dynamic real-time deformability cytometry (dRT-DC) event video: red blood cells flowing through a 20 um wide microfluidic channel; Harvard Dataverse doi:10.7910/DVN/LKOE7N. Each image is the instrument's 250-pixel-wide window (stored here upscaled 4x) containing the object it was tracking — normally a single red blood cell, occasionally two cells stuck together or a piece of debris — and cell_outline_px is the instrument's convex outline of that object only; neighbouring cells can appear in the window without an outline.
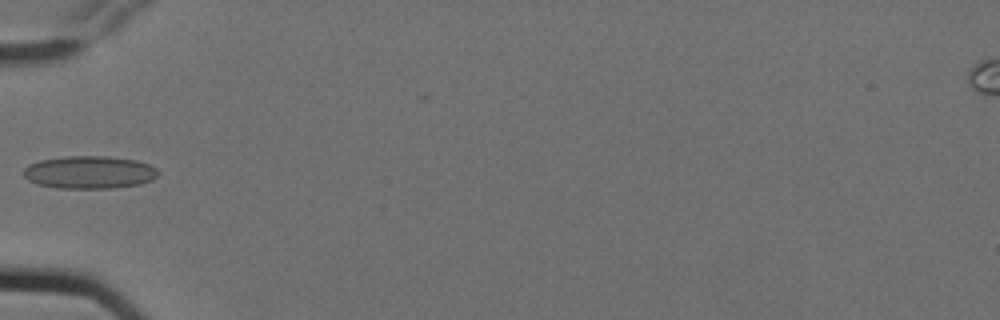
{"species": "Egyptian fruit bat (a non-hibernating species)", "species_latin": "Rousettus aegyptiacus", "temperature_condition": "cold", "stored_images_in_passage": 5, "camera_frame_rate_fps": 3000, "um_per_image_px": 0.085, "animal": {"sex": "female"}, "frame": {"image": 1, "passage_image": 5, "time_ms": 1.333, "image_size_px": [1000, 320], "cell_outline_px": [[160, 172], [152, 180], [140, 184], [108, 188], [60, 188], [36, 184], [28, 180], [24, 176], [24, 168], [28, 164], [40, 160], [64, 156], [108, 156], [136, 160], [148, 164], [156, 168]], "centroid_in_image_um": [7.59, 14.64], "position_along_channel_um": 77.4, "area_um2": 25.72}}